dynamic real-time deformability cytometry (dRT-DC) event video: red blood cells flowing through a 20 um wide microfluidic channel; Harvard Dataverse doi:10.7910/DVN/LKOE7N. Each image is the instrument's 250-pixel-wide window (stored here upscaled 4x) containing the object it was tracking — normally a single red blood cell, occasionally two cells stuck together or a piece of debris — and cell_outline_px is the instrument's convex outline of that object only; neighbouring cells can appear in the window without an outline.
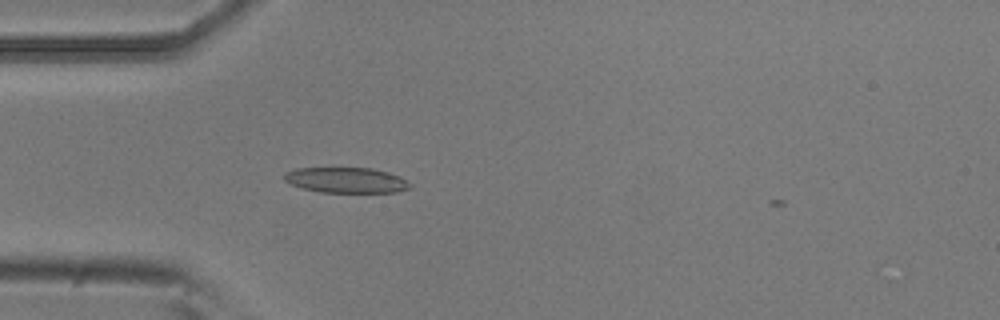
{"species": "common noctule bat (a hibernating species)", "species_latin": "Nyctalus noctula", "temperature_condition": "room temperature", "stored_images_in_passage": 2, "camera_frame_rate_fps": 3000, "um_per_image_px": 0.085, "animal": {"sex": "male", "body_mass_g": 20.5, "forearm_length_mm": 52.5}, "frame": {"image": 1, "passage_image": 1, "time_ms": 0.0, "image_size_px": [1000, 320], "cell_outline_px": [[412, 184], [408, 188], [396, 192], [320, 192], [300, 188], [284, 180], [284, 172], [296, 168], [372, 168], [388, 172], [400, 176], [408, 180]], "centroid_in_image_um": [29.42, 15.31], "position_along_channel_um": 55.6, "area_um2": 18.73}}